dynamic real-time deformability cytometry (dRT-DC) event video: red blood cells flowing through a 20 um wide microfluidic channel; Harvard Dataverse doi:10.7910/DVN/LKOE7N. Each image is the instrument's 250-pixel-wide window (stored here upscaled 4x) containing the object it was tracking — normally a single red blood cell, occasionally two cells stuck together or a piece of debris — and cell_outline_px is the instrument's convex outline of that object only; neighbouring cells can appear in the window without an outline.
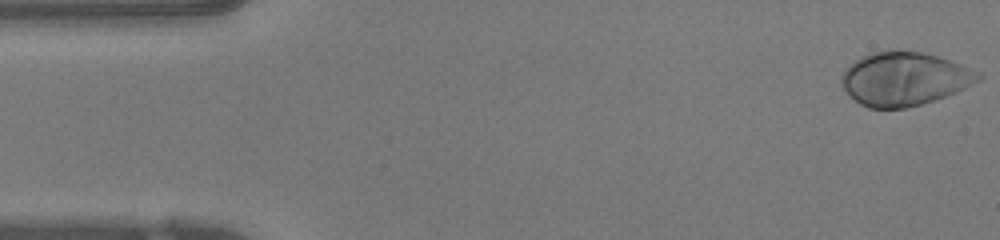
{"species": "human", "species_latin": "Homo sapiens", "temperature_condition": "warm", "stored_images_in_passage": 47, "camera_frame_rate_fps": 3000, "um_per_image_px": 0.085, "donor": {"sex": "female"}, "frame": {"image": 1, "passage_image": 1, "time_ms": 0.0, "image_size_px": [1000, 240], "cell_outline_px": [[984, 76], [980, 80], [956, 92], [936, 100], [904, 108], [868, 108], [860, 104], [840, 84], [840, 76], [860, 56], [872, 52], [892, 48], [924, 52], [960, 64], [980, 72]], "centroid_in_image_um": [76.87, 6.68], "position_along_channel_um": 8.1, "area_um2": 42.83}}
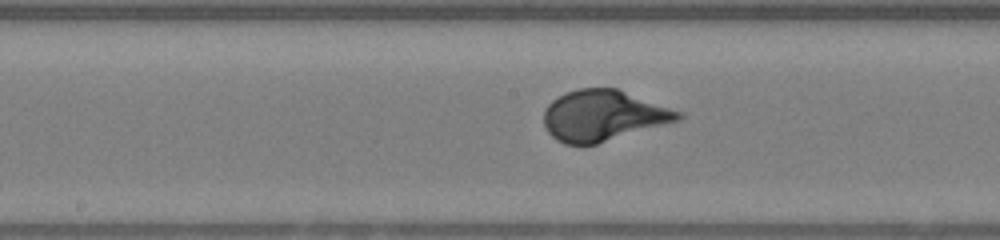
{"frame": {"image": 2, "passage_image": 23, "time_ms": 7.333, "image_size_px": [1000, 240], "cell_outline_px": [[684, 116], [680, 120], [596, 144], [564, 144], [556, 140], [548, 132], [544, 124], [544, 108], [552, 100], [564, 92], [580, 88], [616, 88], [680, 112]], "centroid_in_image_um": [51.22, 9.82], "position_along_channel_um": 197.0, "area_um2": 39.42}}
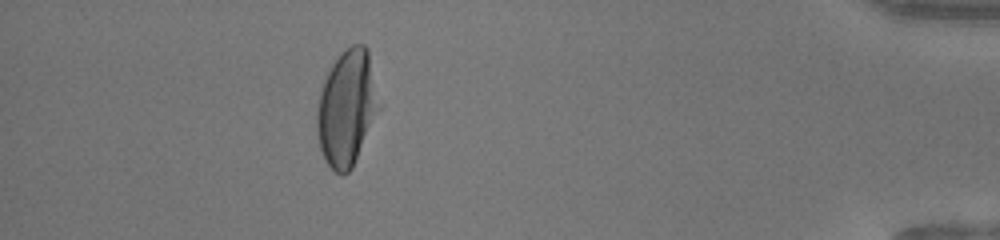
{"frame": {"image": 3, "passage_image": 42, "time_ms": 13.667, "image_size_px": [1000, 240], "cell_outline_px": [[384, 104], [352, 168], [344, 176], [340, 176], [324, 160], [320, 148], [316, 132], [316, 112], [320, 92], [324, 80], [332, 64], [352, 44], [364, 44], [368, 48]], "centroid_in_image_um": [29.55, 9.19], "position_along_channel_um": 405.6, "area_um2": 43.06}, "authors_computed_cell_mechanics": {"area_um2": 40.171, "velocity_mm_per_s": 4.2375, "shape_relaxation_time_tau1_ms": 2.7336, "shape_relaxation_time_tau2_ms": null, "deformation_change_tau1": 0.206, "deformation_change_tau2": null}}